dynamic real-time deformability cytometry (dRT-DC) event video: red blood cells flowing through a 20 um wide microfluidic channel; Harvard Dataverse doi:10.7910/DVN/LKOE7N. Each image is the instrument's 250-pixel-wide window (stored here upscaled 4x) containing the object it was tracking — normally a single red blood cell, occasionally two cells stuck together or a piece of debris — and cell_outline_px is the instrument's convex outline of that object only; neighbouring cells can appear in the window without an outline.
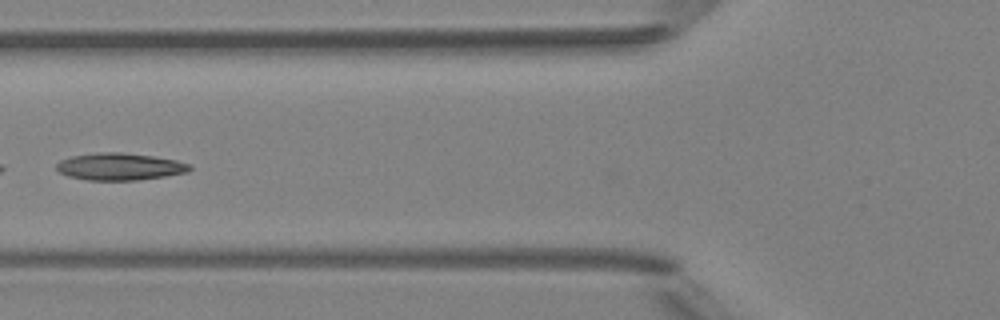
{"species": "Egyptian fruit bat (a non-hibernating species)", "species_latin": "Rousettus aegyptiacus", "temperature_condition": "room temperature", "stored_images_in_passage": 6, "camera_frame_rate_fps": 3000, "um_per_image_px": 0.085, "animal": {"sex": "female"}, "frame": {"image": 1, "passage_image": 5, "time_ms": 4.667, "image_size_px": [1000, 320], "cell_outline_px": [[192, 168], [188, 172], [164, 176], [136, 180], [88, 180], [68, 176], [60, 172], [56, 168], [56, 164], [60, 160], [72, 156], [96, 152], [120, 152], [152, 156], [176, 160], [192, 164]], "centroid_in_image_um": [10.18, 14.15], "position_along_channel_um": 115.6, "area_um2": 21.04}}
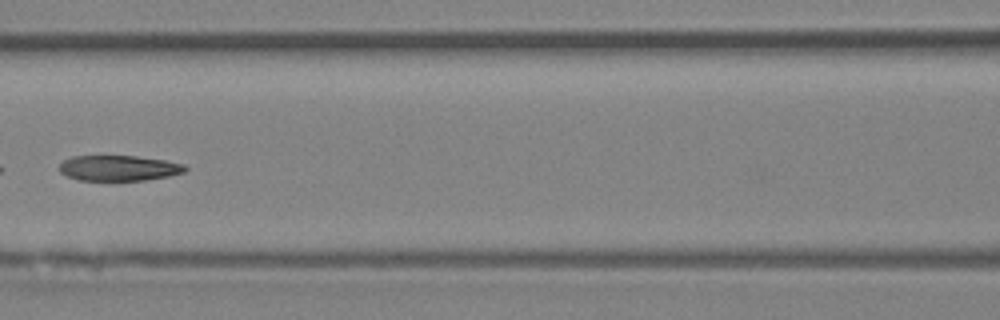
{"frame": {"image": 2, "passage_image": 6, "time_ms": 5.667, "image_size_px": [1000, 320], "cell_outline_px": [[188, 168], [184, 172], [168, 176], [144, 180], [80, 180], [68, 176], [60, 172], [60, 164], [64, 160], [72, 156], [136, 156], [164, 160], [184, 164]], "centroid_in_image_um": [10.11, 14.28], "position_along_channel_um": 156.5, "area_um2": 18.5}}